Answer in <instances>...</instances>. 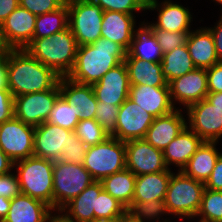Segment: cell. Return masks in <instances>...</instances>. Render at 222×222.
Listing matches in <instances>:
<instances>
[{"instance_id": "3957f363", "label": "cell", "mask_w": 222, "mask_h": 222, "mask_svg": "<svg viewBox=\"0 0 222 222\" xmlns=\"http://www.w3.org/2000/svg\"><path fill=\"white\" fill-rule=\"evenodd\" d=\"M77 48L76 39L68 27L49 37L32 39L25 49L58 76L67 77L74 66Z\"/></svg>"}, {"instance_id": "277c9868", "label": "cell", "mask_w": 222, "mask_h": 222, "mask_svg": "<svg viewBox=\"0 0 222 222\" xmlns=\"http://www.w3.org/2000/svg\"><path fill=\"white\" fill-rule=\"evenodd\" d=\"M205 189L203 182L195 180L182 171L172 172L165 199L160 212L156 215H176L178 218L190 220L196 218Z\"/></svg>"}, {"instance_id": "30bf717a", "label": "cell", "mask_w": 222, "mask_h": 222, "mask_svg": "<svg viewBox=\"0 0 222 222\" xmlns=\"http://www.w3.org/2000/svg\"><path fill=\"white\" fill-rule=\"evenodd\" d=\"M60 96L58 83L50 90L14 97V117L31 126L46 122Z\"/></svg>"}, {"instance_id": "f907efd6", "label": "cell", "mask_w": 222, "mask_h": 222, "mask_svg": "<svg viewBox=\"0 0 222 222\" xmlns=\"http://www.w3.org/2000/svg\"><path fill=\"white\" fill-rule=\"evenodd\" d=\"M151 218L153 216L149 214L127 212L124 216L120 217V222H148Z\"/></svg>"}, {"instance_id": "7402d4cb", "label": "cell", "mask_w": 222, "mask_h": 222, "mask_svg": "<svg viewBox=\"0 0 222 222\" xmlns=\"http://www.w3.org/2000/svg\"><path fill=\"white\" fill-rule=\"evenodd\" d=\"M181 110L182 108H177L167 115L155 117L143 139L156 149L164 151L188 125Z\"/></svg>"}, {"instance_id": "836d02e7", "label": "cell", "mask_w": 222, "mask_h": 222, "mask_svg": "<svg viewBox=\"0 0 222 222\" xmlns=\"http://www.w3.org/2000/svg\"><path fill=\"white\" fill-rule=\"evenodd\" d=\"M196 217L198 222H222V191L205 188Z\"/></svg>"}, {"instance_id": "5bb4252c", "label": "cell", "mask_w": 222, "mask_h": 222, "mask_svg": "<svg viewBox=\"0 0 222 222\" xmlns=\"http://www.w3.org/2000/svg\"><path fill=\"white\" fill-rule=\"evenodd\" d=\"M153 120L154 117L151 114H148L128 97L120 106L116 130L111 136L124 142L143 139Z\"/></svg>"}, {"instance_id": "db71d44e", "label": "cell", "mask_w": 222, "mask_h": 222, "mask_svg": "<svg viewBox=\"0 0 222 222\" xmlns=\"http://www.w3.org/2000/svg\"><path fill=\"white\" fill-rule=\"evenodd\" d=\"M11 200L0 196V222L7 216Z\"/></svg>"}, {"instance_id": "603a6c76", "label": "cell", "mask_w": 222, "mask_h": 222, "mask_svg": "<svg viewBox=\"0 0 222 222\" xmlns=\"http://www.w3.org/2000/svg\"><path fill=\"white\" fill-rule=\"evenodd\" d=\"M135 15L117 11H104L101 24V37L107 38L129 50L135 34Z\"/></svg>"}, {"instance_id": "d6a6232c", "label": "cell", "mask_w": 222, "mask_h": 222, "mask_svg": "<svg viewBox=\"0 0 222 222\" xmlns=\"http://www.w3.org/2000/svg\"><path fill=\"white\" fill-rule=\"evenodd\" d=\"M69 10L67 2L55 11L37 15L33 39L49 37L68 28Z\"/></svg>"}, {"instance_id": "5b68a950", "label": "cell", "mask_w": 222, "mask_h": 222, "mask_svg": "<svg viewBox=\"0 0 222 222\" xmlns=\"http://www.w3.org/2000/svg\"><path fill=\"white\" fill-rule=\"evenodd\" d=\"M54 161L30 156L14 162L21 192L40 200L53 209Z\"/></svg>"}, {"instance_id": "7c38bea8", "label": "cell", "mask_w": 222, "mask_h": 222, "mask_svg": "<svg viewBox=\"0 0 222 222\" xmlns=\"http://www.w3.org/2000/svg\"><path fill=\"white\" fill-rule=\"evenodd\" d=\"M126 168L136 176L166 171L163 151L156 149L144 139L125 141Z\"/></svg>"}, {"instance_id": "9c48e42d", "label": "cell", "mask_w": 222, "mask_h": 222, "mask_svg": "<svg viewBox=\"0 0 222 222\" xmlns=\"http://www.w3.org/2000/svg\"><path fill=\"white\" fill-rule=\"evenodd\" d=\"M170 169L136 176L132 213L156 216L160 212L173 172Z\"/></svg>"}, {"instance_id": "4dcf8cb0", "label": "cell", "mask_w": 222, "mask_h": 222, "mask_svg": "<svg viewBox=\"0 0 222 222\" xmlns=\"http://www.w3.org/2000/svg\"><path fill=\"white\" fill-rule=\"evenodd\" d=\"M162 56L163 54L157 43L156 36L141 22V25L135 31L126 57H134L149 62H161Z\"/></svg>"}, {"instance_id": "8fae6325", "label": "cell", "mask_w": 222, "mask_h": 222, "mask_svg": "<svg viewBox=\"0 0 222 222\" xmlns=\"http://www.w3.org/2000/svg\"><path fill=\"white\" fill-rule=\"evenodd\" d=\"M35 127L13 117L0 124V148L14 162L33 156Z\"/></svg>"}, {"instance_id": "e0dca14e", "label": "cell", "mask_w": 222, "mask_h": 222, "mask_svg": "<svg viewBox=\"0 0 222 222\" xmlns=\"http://www.w3.org/2000/svg\"><path fill=\"white\" fill-rule=\"evenodd\" d=\"M73 132L48 122L36 126L33 155L52 161L60 160Z\"/></svg>"}, {"instance_id": "d590c367", "label": "cell", "mask_w": 222, "mask_h": 222, "mask_svg": "<svg viewBox=\"0 0 222 222\" xmlns=\"http://www.w3.org/2000/svg\"><path fill=\"white\" fill-rule=\"evenodd\" d=\"M74 133L87 147L102 143L110 137L95 119L79 121Z\"/></svg>"}, {"instance_id": "9f6ffc18", "label": "cell", "mask_w": 222, "mask_h": 222, "mask_svg": "<svg viewBox=\"0 0 222 222\" xmlns=\"http://www.w3.org/2000/svg\"><path fill=\"white\" fill-rule=\"evenodd\" d=\"M57 214L58 215H56L55 213L54 215L52 214V222H74L67 219L64 215L61 214V212H57Z\"/></svg>"}, {"instance_id": "cb8c5ba5", "label": "cell", "mask_w": 222, "mask_h": 222, "mask_svg": "<svg viewBox=\"0 0 222 222\" xmlns=\"http://www.w3.org/2000/svg\"><path fill=\"white\" fill-rule=\"evenodd\" d=\"M52 211L46 203L21 193L11 199L8 214L2 222H45Z\"/></svg>"}, {"instance_id": "83f0119b", "label": "cell", "mask_w": 222, "mask_h": 222, "mask_svg": "<svg viewBox=\"0 0 222 222\" xmlns=\"http://www.w3.org/2000/svg\"><path fill=\"white\" fill-rule=\"evenodd\" d=\"M217 143L219 142L203 141L181 171L185 175L205 183L222 154L216 148Z\"/></svg>"}, {"instance_id": "bcb514c9", "label": "cell", "mask_w": 222, "mask_h": 222, "mask_svg": "<svg viewBox=\"0 0 222 222\" xmlns=\"http://www.w3.org/2000/svg\"><path fill=\"white\" fill-rule=\"evenodd\" d=\"M204 185L207 189L222 191V154L219 156L212 173Z\"/></svg>"}, {"instance_id": "ee69618b", "label": "cell", "mask_w": 222, "mask_h": 222, "mask_svg": "<svg viewBox=\"0 0 222 222\" xmlns=\"http://www.w3.org/2000/svg\"><path fill=\"white\" fill-rule=\"evenodd\" d=\"M14 117V97L9 90L0 89V124Z\"/></svg>"}, {"instance_id": "7bdbcfd3", "label": "cell", "mask_w": 222, "mask_h": 222, "mask_svg": "<svg viewBox=\"0 0 222 222\" xmlns=\"http://www.w3.org/2000/svg\"><path fill=\"white\" fill-rule=\"evenodd\" d=\"M21 193L20 183L16 174L11 171L0 175V196L11 200Z\"/></svg>"}, {"instance_id": "680465c9", "label": "cell", "mask_w": 222, "mask_h": 222, "mask_svg": "<svg viewBox=\"0 0 222 222\" xmlns=\"http://www.w3.org/2000/svg\"><path fill=\"white\" fill-rule=\"evenodd\" d=\"M155 218H156V219H155ZM152 219H153V220H152ZM159 219H160L159 217L153 216V218H151V219L149 220V222H151V221H153V222H171V221H169V220H170V217H169V219L165 218L164 220H163V218H162V219H161L162 221H160Z\"/></svg>"}, {"instance_id": "7a4b0ae2", "label": "cell", "mask_w": 222, "mask_h": 222, "mask_svg": "<svg viewBox=\"0 0 222 222\" xmlns=\"http://www.w3.org/2000/svg\"><path fill=\"white\" fill-rule=\"evenodd\" d=\"M7 63L8 87L13 97L50 90L60 79L26 49H9Z\"/></svg>"}, {"instance_id": "4316f807", "label": "cell", "mask_w": 222, "mask_h": 222, "mask_svg": "<svg viewBox=\"0 0 222 222\" xmlns=\"http://www.w3.org/2000/svg\"><path fill=\"white\" fill-rule=\"evenodd\" d=\"M102 191V183L94 181L59 212L74 222H91L95 219L94 210H96L97 197Z\"/></svg>"}, {"instance_id": "6f0895ef", "label": "cell", "mask_w": 222, "mask_h": 222, "mask_svg": "<svg viewBox=\"0 0 222 222\" xmlns=\"http://www.w3.org/2000/svg\"><path fill=\"white\" fill-rule=\"evenodd\" d=\"M91 222H120V217L97 218V219H93Z\"/></svg>"}, {"instance_id": "b9f144b4", "label": "cell", "mask_w": 222, "mask_h": 222, "mask_svg": "<svg viewBox=\"0 0 222 222\" xmlns=\"http://www.w3.org/2000/svg\"><path fill=\"white\" fill-rule=\"evenodd\" d=\"M67 0H19V5L34 15H42L61 8Z\"/></svg>"}, {"instance_id": "1f68e13d", "label": "cell", "mask_w": 222, "mask_h": 222, "mask_svg": "<svg viewBox=\"0 0 222 222\" xmlns=\"http://www.w3.org/2000/svg\"><path fill=\"white\" fill-rule=\"evenodd\" d=\"M161 64L163 76L167 83L196 68L192 62L186 44L163 54Z\"/></svg>"}, {"instance_id": "d4e9b609", "label": "cell", "mask_w": 222, "mask_h": 222, "mask_svg": "<svg viewBox=\"0 0 222 222\" xmlns=\"http://www.w3.org/2000/svg\"><path fill=\"white\" fill-rule=\"evenodd\" d=\"M186 45L196 68H210L219 62L214 39L206 27L192 30L187 37Z\"/></svg>"}, {"instance_id": "9a60e30c", "label": "cell", "mask_w": 222, "mask_h": 222, "mask_svg": "<svg viewBox=\"0 0 222 222\" xmlns=\"http://www.w3.org/2000/svg\"><path fill=\"white\" fill-rule=\"evenodd\" d=\"M172 103H179L187 109L206 98L208 92L207 72L205 68H195L168 83Z\"/></svg>"}, {"instance_id": "2e32d148", "label": "cell", "mask_w": 222, "mask_h": 222, "mask_svg": "<svg viewBox=\"0 0 222 222\" xmlns=\"http://www.w3.org/2000/svg\"><path fill=\"white\" fill-rule=\"evenodd\" d=\"M37 16L20 5L2 22V37L9 49H25L33 39Z\"/></svg>"}, {"instance_id": "c3c4849f", "label": "cell", "mask_w": 222, "mask_h": 222, "mask_svg": "<svg viewBox=\"0 0 222 222\" xmlns=\"http://www.w3.org/2000/svg\"><path fill=\"white\" fill-rule=\"evenodd\" d=\"M19 6V0H0V25Z\"/></svg>"}, {"instance_id": "7dc6e473", "label": "cell", "mask_w": 222, "mask_h": 222, "mask_svg": "<svg viewBox=\"0 0 222 222\" xmlns=\"http://www.w3.org/2000/svg\"><path fill=\"white\" fill-rule=\"evenodd\" d=\"M207 28L212 33L218 60L219 62H222V15L220 16L217 25H214V27Z\"/></svg>"}, {"instance_id": "60d3db41", "label": "cell", "mask_w": 222, "mask_h": 222, "mask_svg": "<svg viewBox=\"0 0 222 222\" xmlns=\"http://www.w3.org/2000/svg\"><path fill=\"white\" fill-rule=\"evenodd\" d=\"M88 147L73 132L69 137L67 147L62 151L60 161L82 165Z\"/></svg>"}, {"instance_id": "94428289", "label": "cell", "mask_w": 222, "mask_h": 222, "mask_svg": "<svg viewBox=\"0 0 222 222\" xmlns=\"http://www.w3.org/2000/svg\"><path fill=\"white\" fill-rule=\"evenodd\" d=\"M45 222H52V215Z\"/></svg>"}, {"instance_id": "f5cc1de1", "label": "cell", "mask_w": 222, "mask_h": 222, "mask_svg": "<svg viewBox=\"0 0 222 222\" xmlns=\"http://www.w3.org/2000/svg\"><path fill=\"white\" fill-rule=\"evenodd\" d=\"M205 99L222 112V92L208 93Z\"/></svg>"}, {"instance_id": "4fadbf2b", "label": "cell", "mask_w": 222, "mask_h": 222, "mask_svg": "<svg viewBox=\"0 0 222 222\" xmlns=\"http://www.w3.org/2000/svg\"><path fill=\"white\" fill-rule=\"evenodd\" d=\"M187 124L203 141L219 142L222 137V112L206 99L190 105L187 109Z\"/></svg>"}, {"instance_id": "681fc988", "label": "cell", "mask_w": 222, "mask_h": 222, "mask_svg": "<svg viewBox=\"0 0 222 222\" xmlns=\"http://www.w3.org/2000/svg\"><path fill=\"white\" fill-rule=\"evenodd\" d=\"M0 89L9 90L7 54L0 56Z\"/></svg>"}, {"instance_id": "484cf974", "label": "cell", "mask_w": 222, "mask_h": 222, "mask_svg": "<svg viewBox=\"0 0 222 222\" xmlns=\"http://www.w3.org/2000/svg\"><path fill=\"white\" fill-rule=\"evenodd\" d=\"M202 142L203 140L187 125L163 151L166 166L169 168L173 164L181 171Z\"/></svg>"}, {"instance_id": "d6986e66", "label": "cell", "mask_w": 222, "mask_h": 222, "mask_svg": "<svg viewBox=\"0 0 222 222\" xmlns=\"http://www.w3.org/2000/svg\"><path fill=\"white\" fill-rule=\"evenodd\" d=\"M97 101L122 105L129 97L130 82L124 62L110 69L98 82L91 85Z\"/></svg>"}, {"instance_id": "74e56055", "label": "cell", "mask_w": 222, "mask_h": 222, "mask_svg": "<svg viewBox=\"0 0 222 222\" xmlns=\"http://www.w3.org/2000/svg\"><path fill=\"white\" fill-rule=\"evenodd\" d=\"M121 105H112L98 101L95 120L111 136L116 130L117 116Z\"/></svg>"}, {"instance_id": "ac0fdd59", "label": "cell", "mask_w": 222, "mask_h": 222, "mask_svg": "<svg viewBox=\"0 0 222 222\" xmlns=\"http://www.w3.org/2000/svg\"><path fill=\"white\" fill-rule=\"evenodd\" d=\"M158 19L155 23H143L148 28H157L169 32H191V22L193 16L188 7L174 3L171 0H163L161 3L158 0L147 2L146 10H156Z\"/></svg>"}, {"instance_id": "f6af8a7d", "label": "cell", "mask_w": 222, "mask_h": 222, "mask_svg": "<svg viewBox=\"0 0 222 222\" xmlns=\"http://www.w3.org/2000/svg\"><path fill=\"white\" fill-rule=\"evenodd\" d=\"M208 92H222V62H218L206 69Z\"/></svg>"}, {"instance_id": "ab89813d", "label": "cell", "mask_w": 222, "mask_h": 222, "mask_svg": "<svg viewBox=\"0 0 222 222\" xmlns=\"http://www.w3.org/2000/svg\"><path fill=\"white\" fill-rule=\"evenodd\" d=\"M98 4L103 11H117L134 15L137 11L146 10L145 0H92ZM134 12V13H133Z\"/></svg>"}, {"instance_id": "f546056e", "label": "cell", "mask_w": 222, "mask_h": 222, "mask_svg": "<svg viewBox=\"0 0 222 222\" xmlns=\"http://www.w3.org/2000/svg\"><path fill=\"white\" fill-rule=\"evenodd\" d=\"M135 180L136 175L125 168L105 177L100 182L104 191L121 202L127 208L128 212L132 213Z\"/></svg>"}, {"instance_id": "11a10c76", "label": "cell", "mask_w": 222, "mask_h": 222, "mask_svg": "<svg viewBox=\"0 0 222 222\" xmlns=\"http://www.w3.org/2000/svg\"><path fill=\"white\" fill-rule=\"evenodd\" d=\"M8 50L9 48L6 46L3 40L1 26H0V56L7 54Z\"/></svg>"}, {"instance_id": "6da1fadb", "label": "cell", "mask_w": 222, "mask_h": 222, "mask_svg": "<svg viewBox=\"0 0 222 222\" xmlns=\"http://www.w3.org/2000/svg\"><path fill=\"white\" fill-rule=\"evenodd\" d=\"M126 54L121 45L101 37L92 44L78 46L74 66L67 77L77 83L92 85L124 62Z\"/></svg>"}, {"instance_id": "8992f818", "label": "cell", "mask_w": 222, "mask_h": 222, "mask_svg": "<svg viewBox=\"0 0 222 222\" xmlns=\"http://www.w3.org/2000/svg\"><path fill=\"white\" fill-rule=\"evenodd\" d=\"M95 180L83 164H74L60 160L53 165V210L62 208L77 197Z\"/></svg>"}, {"instance_id": "91938a15", "label": "cell", "mask_w": 222, "mask_h": 222, "mask_svg": "<svg viewBox=\"0 0 222 222\" xmlns=\"http://www.w3.org/2000/svg\"><path fill=\"white\" fill-rule=\"evenodd\" d=\"M213 1H215L216 3L222 5V0H213Z\"/></svg>"}, {"instance_id": "8d00e7d4", "label": "cell", "mask_w": 222, "mask_h": 222, "mask_svg": "<svg viewBox=\"0 0 222 222\" xmlns=\"http://www.w3.org/2000/svg\"><path fill=\"white\" fill-rule=\"evenodd\" d=\"M127 212V208L106 191L103 190L97 197L95 219L122 217Z\"/></svg>"}, {"instance_id": "f1b7e54d", "label": "cell", "mask_w": 222, "mask_h": 222, "mask_svg": "<svg viewBox=\"0 0 222 222\" xmlns=\"http://www.w3.org/2000/svg\"><path fill=\"white\" fill-rule=\"evenodd\" d=\"M130 85L153 87L169 86L162 72L161 62L143 61L134 57H125Z\"/></svg>"}, {"instance_id": "ffe728a7", "label": "cell", "mask_w": 222, "mask_h": 222, "mask_svg": "<svg viewBox=\"0 0 222 222\" xmlns=\"http://www.w3.org/2000/svg\"><path fill=\"white\" fill-rule=\"evenodd\" d=\"M60 95L73 107L79 121L95 119L97 99L91 85L77 83L68 77L58 81Z\"/></svg>"}, {"instance_id": "52a82bcc", "label": "cell", "mask_w": 222, "mask_h": 222, "mask_svg": "<svg viewBox=\"0 0 222 222\" xmlns=\"http://www.w3.org/2000/svg\"><path fill=\"white\" fill-rule=\"evenodd\" d=\"M125 142L112 136L104 142L88 146L83 166L95 181L126 168Z\"/></svg>"}, {"instance_id": "ba28073f", "label": "cell", "mask_w": 222, "mask_h": 222, "mask_svg": "<svg viewBox=\"0 0 222 222\" xmlns=\"http://www.w3.org/2000/svg\"><path fill=\"white\" fill-rule=\"evenodd\" d=\"M69 10L68 27L77 45L94 43L101 38V24L104 11L92 0H67Z\"/></svg>"}, {"instance_id": "e575fe53", "label": "cell", "mask_w": 222, "mask_h": 222, "mask_svg": "<svg viewBox=\"0 0 222 222\" xmlns=\"http://www.w3.org/2000/svg\"><path fill=\"white\" fill-rule=\"evenodd\" d=\"M46 122L74 131L76 125L79 123V118L73 107L60 95L55 101Z\"/></svg>"}, {"instance_id": "f35d334b", "label": "cell", "mask_w": 222, "mask_h": 222, "mask_svg": "<svg viewBox=\"0 0 222 222\" xmlns=\"http://www.w3.org/2000/svg\"><path fill=\"white\" fill-rule=\"evenodd\" d=\"M156 36L157 43L161 48L162 54L170 52L177 47L186 44L190 32H169L157 28H149Z\"/></svg>"}, {"instance_id": "816d5d0a", "label": "cell", "mask_w": 222, "mask_h": 222, "mask_svg": "<svg viewBox=\"0 0 222 222\" xmlns=\"http://www.w3.org/2000/svg\"><path fill=\"white\" fill-rule=\"evenodd\" d=\"M14 169V161L11 160L0 148V175L7 174Z\"/></svg>"}, {"instance_id": "44dd1931", "label": "cell", "mask_w": 222, "mask_h": 222, "mask_svg": "<svg viewBox=\"0 0 222 222\" xmlns=\"http://www.w3.org/2000/svg\"><path fill=\"white\" fill-rule=\"evenodd\" d=\"M129 98L154 118L177 109L172 103L169 86L130 85Z\"/></svg>"}]
</instances>
